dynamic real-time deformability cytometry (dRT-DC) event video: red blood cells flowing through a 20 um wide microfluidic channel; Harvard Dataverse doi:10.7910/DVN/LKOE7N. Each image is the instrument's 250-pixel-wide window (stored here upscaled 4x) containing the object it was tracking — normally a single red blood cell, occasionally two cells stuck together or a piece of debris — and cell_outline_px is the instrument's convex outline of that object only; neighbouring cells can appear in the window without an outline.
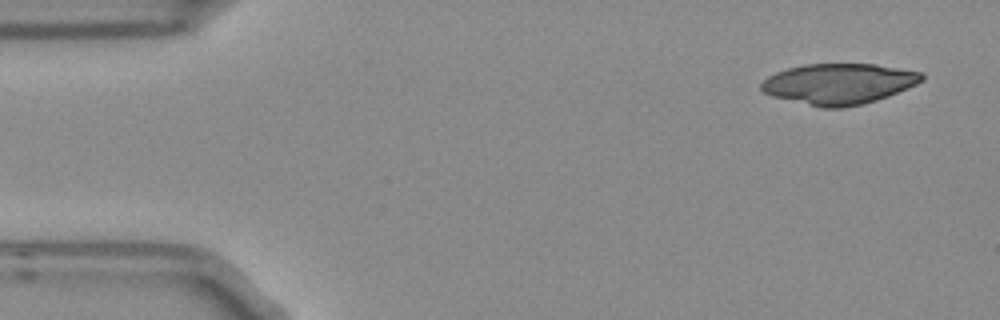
{"species": "Egyptian fruit bat (a non-hibernating species)", "species_latin": "Rousettus aegyptiacus", "temperature_condition": "room temperature", "stored_images_in_passage": 4, "camera_frame_rate_fps": 3000, "um_per_image_px": 0.085, "frame": {"image": 1, "passage_image": 1, "time_ms": 0.0, "image_size_px": [1000, 320], "cell_outline_px": [[924, 80], [908, 88], [888, 96], [876, 100], [844, 108], [820, 108], [772, 96], [764, 92], [760, 88], [760, 84], [768, 76], [776, 72], [788, 68], [804, 64], [876, 64], [924, 72]], "centroid_in_image_um": [71.31, 7.12], "position_along_channel_um": 13.7, "area_um2": 38.21}}